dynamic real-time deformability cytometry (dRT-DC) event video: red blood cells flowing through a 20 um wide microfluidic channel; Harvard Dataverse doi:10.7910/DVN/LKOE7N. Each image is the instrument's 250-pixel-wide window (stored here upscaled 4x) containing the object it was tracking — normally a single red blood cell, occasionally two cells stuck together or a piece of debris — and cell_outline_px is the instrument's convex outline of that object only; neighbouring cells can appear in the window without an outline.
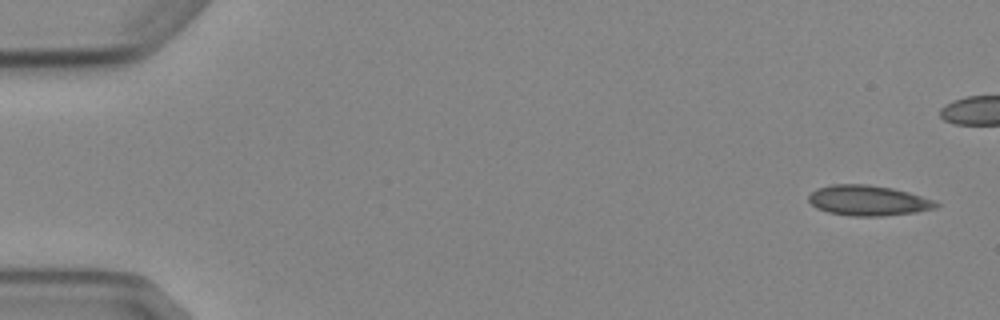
{"species": "Egyptian fruit bat (a non-hibernating species)", "species_latin": "Rousettus aegyptiacus", "temperature_condition": "cold", "stored_images_in_passage": 7, "segment_of_instrument_passage": [1, 2], "camera_frame_rate_fps": 3000, "um_per_image_px": 0.085, "animal": {"sex": "female"}, "frame": {"image": 1, "passage_image": 1, "time_ms": 0.0, "image_size_px": [1000, 320], "cell_outline_px": [[940, 204], [936, 208], [916, 212], [880, 216], [852, 216], [828, 212], [816, 208], [808, 200], [808, 196], [816, 188], [832, 184], [868, 184], [892, 188], [908, 192], [932, 200]], "centroid_in_image_um": [73.76, 17.04], "position_along_channel_um": 11.2, "area_um2": 22.43}}
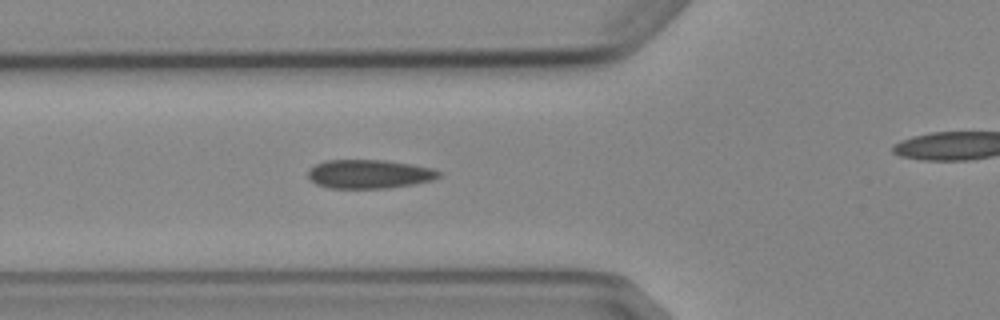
{"frame": {"image": 2, "passage_image": 6, "time_ms": 5.667, "image_size_px": [1000, 320], "cell_outline_px": [[440, 176], [432, 180], [412, 184], [388, 188], [328, 188], [316, 184], [308, 176], [308, 172], [316, 164], [324, 160], [384, 160], [412, 164], [432, 168], [440, 172]], "centroid_in_image_um": [31.38, 14.79], "position_along_channel_um": 94.4, "area_um2": 21.85}}